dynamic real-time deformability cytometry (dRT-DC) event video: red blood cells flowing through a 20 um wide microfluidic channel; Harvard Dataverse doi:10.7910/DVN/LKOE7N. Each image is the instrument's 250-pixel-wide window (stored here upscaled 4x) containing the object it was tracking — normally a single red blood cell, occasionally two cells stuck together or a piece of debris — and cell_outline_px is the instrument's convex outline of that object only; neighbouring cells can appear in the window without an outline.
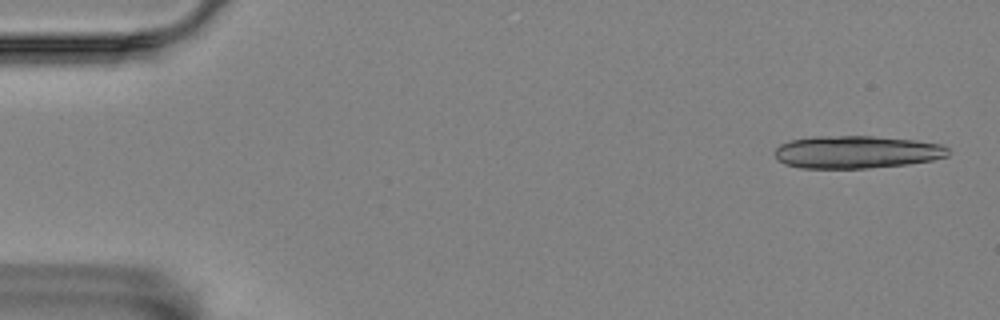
{"species": "Egyptian fruit bat (a non-hibernating species)", "species_latin": "Rousettus aegyptiacus", "temperature_condition": "room temperature", "stored_images_in_passage": 3, "camera_frame_rate_fps": 3000, "um_per_image_px": 0.085, "animal": {"sex": "female"}, "frame": {"image": 1, "passage_image": 1, "time_ms": 0.0, "image_size_px": [1000, 320], "cell_outline_px": [[948, 156], [932, 160], [908, 164], [868, 168], [800, 168], [784, 164], [776, 160], [776, 148], [780, 144], [792, 140], [812, 136], [872, 136], [916, 140], [940, 144], [948, 148]], "centroid_in_image_um": [72.79, 12.92], "position_along_channel_um": 12.2, "area_um2": 33.06}}